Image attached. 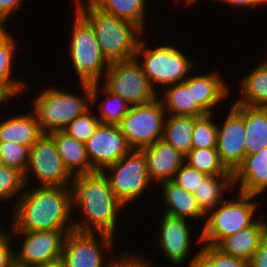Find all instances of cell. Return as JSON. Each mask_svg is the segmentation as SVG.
Instances as JSON below:
<instances>
[{
	"mask_svg": "<svg viewBox=\"0 0 267 267\" xmlns=\"http://www.w3.org/2000/svg\"><path fill=\"white\" fill-rule=\"evenodd\" d=\"M70 188L74 230L116 237L118 217L126 207L113 193L106 175L95 171L73 176Z\"/></svg>",
	"mask_w": 267,
	"mask_h": 267,
	"instance_id": "obj_1",
	"label": "cell"
},
{
	"mask_svg": "<svg viewBox=\"0 0 267 267\" xmlns=\"http://www.w3.org/2000/svg\"><path fill=\"white\" fill-rule=\"evenodd\" d=\"M8 231L74 230L70 186H26Z\"/></svg>",
	"mask_w": 267,
	"mask_h": 267,
	"instance_id": "obj_2",
	"label": "cell"
},
{
	"mask_svg": "<svg viewBox=\"0 0 267 267\" xmlns=\"http://www.w3.org/2000/svg\"><path fill=\"white\" fill-rule=\"evenodd\" d=\"M85 1L73 0L72 5L93 29L106 60L113 63L134 59L138 42L146 34L134 23L103 13Z\"/></svg>",
	"mask_w": 267,
	"mask_h": 267,
	"instance_id": "obj_3",
	"label": "cell"
},
{
	"mask_svg": "<svg viewBox=\"0 0 267 267\" xmlns=\"http://www.w3.org/2000/svg\"><path fill=\"white\" fill-rule=\"evenodd\" d=\"M257 198L262 199L239 191L232 198L227 196L221 204L205 215V221L201 225L203 228L194 243L217 246L224 238L252 226L261 215L257 213L261 208V200L259 202Z\"/></svg>",
	"mask_w": 267,
	"mask_h": 267,
	"instance_id": "obj_4",
	"label": "cell"
},
{
	"mask_svg": "<svg viewBox=\"0 0 267 267\" xmlns=\"http://www.w3.org/2000/svg\"><path fill=\"white\" fill-rule=\"evenodd\" d=\"M44 87L31 101L44 134L63 131L74 118L92 108L91 84L80 83L83 93L79 95L59 86Z\"/></svg>",
	"mask_w": 267,
	"mask_h": 267,
	"instance_id": "obj_5",
	"label": "cell"
},
{
	"mask_svg": "<svg viewBox=\"0 0 267 267\" xmlns=\"http://www.w3.org/2000/svg\"><path fill=\"white\" fill-rule=\"evenodd\" d=\"M147 41L144 35L140 38L134 58L158 94V87L164 89L169 85L183 82L197 68L196 61L181 51L177 45L175 47L173 44L162 43L150 48Z\"/></svg>",
	"mask_w": 267,
	"mask_h": 267,
	"instance_id": "obj_6",
	"label": "cell"
},
{
	"mask_svg": "<svg viewBox=\"0 0 267 267\" xmlns=\"http://www.w3.org/2000/svg\"><path fill=\"white\" fill-rule=\"evenodd\" d=\"M73 24L69 38V61L79 83H100L110 63L101 53L91 26L73 10Z\"/></svg>",
	"mask_w": 267,
	"mask_h": 267,
	"instance_id": "obj_7",
	"label": "cell"
},
{
	"mask_svg": "<svg viewBox=\"0 0 267 267\" xmlns=\"http://www.w3.org/2000/svg\"><path fill=\"white\" fill-rule=\"evenodd\" d=\"M103 173L118 200L127 207L154 187L147 170L142 149H131L119 161L108 166ZM148 189V190H147Z\"/></svg>",
	"mask_w": 267,
	"mask_h": 267,
	"instance_id": "obj_8",
	"label": "cell"
},
{
	"mask_svg": "<svg viewBox=\"0 0 267 267\" xmlns=\"http://www.w3.org/2000/svg\"><path fill=\"white\" fill-rule=\"evenodd\" d=\"M167 113L159 97L131 106L118 125L132 149H142L163 138Z\"/></svg>",
	"mask_w": 267,
	"mask_h": 267,
	"instance_id": "obj_9",
	"label": "cell"
},
{
	"mask_svg": "<svg viewBox=\"0 0 267 267\" xmlns=\"http://www.w3.org/2000/svg\"><path fill=\"white\" fill-rule=\"evenodd\" d=\"M100 83L131 106L146 104L158 97L135 58L110 63Z\"/></svg>",
	"mask_w": 267,
	"mask_h": 267,
	"instance_id": "obj_10",
	"label": "cell"
},
{
	"mask_svg": "<svg viewBox=\"0 0 267 267\" xmlns=\"http://www.w3.org/2000/svg\"><path fill=\"white\" fill-rule=\"evenodd\" d=\"M33 177L36 186H70L73 180L49 134H43L29 149V164L24 174L26 186L34 185Z\"/></svg>",
	"mask_w": 267,
	"mask_h": 267,
	"instance_id": "obj_11",
	"label": "cell"
},
{
	"mask_svg": "<svg viewBox=\"0 0 267 267\" xmlns=\"http://www.w3.org/2000/svg\"><path fill=\"white\" fill-rule=\"evenodd\" d=\"M115 239L105 233L70 231L65 236L62 258L67 267H106L116 250Z\"/></svg>",
	"mask_w": 267,
	"mask_h": 267,
	"instance_id": "obj_12",
	"label": "cell"
},
{
	"mask_svg": "<svg viewBox=\"0 0 267 267\" xmlns=\"http://www.w3.org/2000/svg\"><path fill=\"white\" fill-rule=\"evenodd\" d=\"M70 231L73 230L8 231L14 241L21 242V247L14 251L15 265L37 267L62 257L65 236Z\"/></svg>",
	"mask_w": 267,
	"mask_h": 267,
	"instance_id": "obj_13",
	"label": "cell"
},
{
	"mask_svg": "<svg viewBox=\"0 0 267 267\" xmlns=\"http://www.w3.org/2000/svg\"><path fill=\"white\" fill-rule=\"evenodd\" d=\"M159 218L158 232L156 231L155 237H157V245L161 249L160 253L164 255L166 262H170V265L183 266L187 262V266L195 259L200 253V247H196L193 256L191 245L194 240L193 225L189 224L190 220L178 217L168 216L164 213ZM193 236V237H192ZM189 256H191L189 258ZM188 261L186 262V260ZM191 259V260H190ZM172 263V264H171Z\"/></svg>",
	"mask_w": 267,
	"mask_h": 267,
	"instance_id": "obj_14",
	"label": "cell"
},
{
	"mask_svg": "<svg viewBox=\"0 0 267 267\" xmlns=\"http://www.w3.org/2000/svg\"><path fill=\"white\" fill-rule=\"evenodd\" d=\"M226 114L225 119L217 122V151L222 164L233 174L246 156L244 105L233 103Z\"/></svg>",
	"mask_w": 267,
	"mask_h": 267,
	"instance_id": "obj_15",
	"label": "cell"
},
{
	"mask_svg": "<svg viewBox=\"0 0 267 267\" xmlns=\"http://www.w3.org/2000/svg\"><path fill=\"white\" fill-rule=\"evenodd\" d=\"M85 148L93 170L101 172L132 149L119 126L105 124L98 126L85 143Z\"/></svg>",
	"mask_w": 267,
	"mask_h": 267,
	"instance_id": "obj_16",
	"label": "cell"
},
{
	"mask_svg": "<svg viewBox=\"0 0 267 267\" xmlns=\"http://www.w3.org/2000/svg\"><path fill=\"white\" fill-rule=\"evenodd\" d=\"M193 72L184 80L187 87H191L192 99L198 104V106L206 114H216V110L220 103L224 104V101L231 98L230 95L233 92L232 84H229L224 80L221 70H212L208 73L202 71ZM202 72V73H201ZM231 87V88H230ZM223 102V103H222Z\"/></svg>",
	"mask_w": 267,
	"mask_h": 267,
	"instance_id": "obj_17",
	"label": "cell"
},
{
	"mask_svg": "<svg viewBox=\"0 0 267 267\" xmlns=\"http://www.w3.org/2000/svg\"><path fill=\"white\" fill-rule=\"evenodd\" d=\"M142 150L147 162L148 175L155 185L173 180L175 173L185 162V156L163 139Z\"/></svg>",
	"mask_w": 267,
	"mask_h": 267,
	"instance_id": "obj_18",
	"label": "cell"
},
{
	"mask_svg": "<svg viewBox=\"0 0 267 267\" xmlns=\"http://www.w3.org/2000/svg\"><path fill=\"white\" fill-rule=\"evenodd\" d=\"M232 178L235 191L237 188L242 193L263 196L267 192V147L259 153L245 156Z\"/></svg>",
	"mask_w": 267,
	"mask_h": 267,
	"instance_id": "obj_19",
	"label": "cell"
},
{
	"mask_svg": "<svg viewBox=\"0 0 267 267\" xmlns=\"http://www.w3.org/2000/svg\"><path fill=\"white\" fill-rule=\"evenodd\" d=\"M157 188L162 191V211L164 214L172 217L188 219L192 222L204 221L205 214L197 205L196 198L182 187L175 184L172 180L159 184ZM202 220V221H201Z\"/></svg>",
	"mask_w": 267,
	"mask_h": 267,
	"instance_id": "obj_20",
	"label": "cell"
},
{
	"mask_svg": "<svg viewBox=\"0 0 267 267\" xmlns=\"http://www.w3.org/2000/svg\"><path fill=\"white\" fill-rule=\"evenodd\" d=\"M43 134L32 109L0 120V142L18 143L30 149Z\"/></svg>",
	"mask_w": 267,
	"mask_h": 267,
	"instance_id": "obj_21",
	"label": "cell"
},
{
	"mask_svg": "<svg viewBox=\"0 0 267 267\" xmlns=\"http://www.w3.org/2000/svg\"><path fill=\"white\" fill-rule=\"evenodd\" d=\"M262 217L264 215H260L252 226L224 238L216 247L225 254L249 262L261 239L267 233V221Z\"/></svg>",
	"mask_w": 267,
	"mask_h": 267,
	"instance_id": "obj_22",
	"label": "cell"
},
{
	"mask_svg": "<svg viewBox=\"0 0 267 267\" xmlns=\"http://www.w3.org/2000/svg\"><path fill=\"white\" fill-rule=\"evenodd\" d=\"M54 139L58 154L72 176L95 172L89 161L85 144L78 142L64 131L49 133Z\"/></svg>",
	"mask_w": 267,
	"mask_h": 267,
	"instance_id": "obj_23",
	"label": "cell"
},
{
	"mask_svg": "<svg viewBox=\"0 0 267 267\" xmlns=\"http://www.w3.org/2000/svg\"><path fill=\"white\" fill-rule=\"evenodd\" d=\"M254 66L239 80L240 93L238 91L239 95L232 103L267 108V65L260 60V63L257 62Z\"/></svg>",
	"mask_w": 267,
	"mask_h": 267,
	"instance_id": "obj_24",
	"label": "cell"
},
{
	"mask_svg": "<svg viewBox=\"0 0 267 267\" xmlns=\"http://www.w3.org/2000/svg\"><path fill=\"white\" fill-rule=\"evenodd\" d=\"M161 99L167 115L203 117L206 113L192 99L191 87L183 81L169 85L160 91Z\"/></svg>",
	"mask_w": 267,
	"mask_h": 267,
	"instance_id": "obj_25",
	"label": "cell"
},
{
	"mask_svg": "<svg viewBox=\"0 0 267 267\" xmlns=\"http://www.w3.org/2000/svg\"><path fill=\"white\" fill-rule=\"evenodd\" d=\"M101 94L103 98L105 97L102 99L103 101H99ZM91 96V107H97L98 111L94 110V112L99 118L101 124L118 126L124 115L131 108V105H129L120 96L109 92L101 83L91 84Z\"/></svg>",
	"mask_w": 267,
	"mask_h": 267,
	"instance_id": "obj_26",
	"label": "cell"
},
{
	"mask_svg": "<svg viewBox=\"0 0 267 267\" xmlns=\"http://www.w3.org/2000/svg\"><path fill=\"white\" fill-rule=\"evenodd\" d=\"M234 192L232 175L206 176L194 191L197 205L206 215L209 211L221 204L230 191ZM226 192V193H225ZM228 192V194H227Z\"/></svg>",
	"mask_w": 267,
	"mask_h": 267,
	"instance_id": "obj_27",
	"label": "cell"
},
{
	"mask_svg": "<svg viewBox=\"0 0 267 267\" xmlns=\"http://www.w3.org/2000/svg\"><path fill=\"white\" fill-rule=\"evenodd\" d=\"M246 156L259 153L267 147V108L244 105Z\"/></svg>",
	"mask_w": 267,
	"mask_h": 267,
	"instance_id": "obj_28",
	"label": "cell"
},
{
	"mask_svg": "<svg viewBox=\"0 0 267 267\" xmlns=\"http://www.w3.org/2000/svg\"><path fill=\"white\" fill-rule=\"evenodd\" d=\"M101 12L130 21L146 34L148 0H89ZM147 3V4H146ZM146 19V20H145Z\"/></svg>",
	"mask_w": 267,
	"mask_h": 267,
	"instance_id": "obj_29",
	"label": "cell"
},
{
	"mask_svg": "<svg viewBox=\"0 0 267 267\" xmlns=\"http://www.w3.org/2000/svg\"><path fill=\"white\" fill-rule=\"evenodd\" d=\"M17 48V40L11 33L0 41V82L5 83L20 98L26 91L28 93L31 85L24 77L15 78L13 75Z\"/></svg>",
	"mask_w": 267,
	"mask_h": 267,
	"instance_id": "obj_30",
	"label": "cell"
},
{
	"mask_svg": "<svg viewBox=\"0 0 267 267\" xmlns=\"http://www.w3.org/2000/svg\"><path fill=\"white\" fill-rule=\"evenodd\" d=\"M194 123L193 116L167 115L162 139L186 156L192 149Z\"/></svg>",
	"mask_w": 267,
	"mask_h": 267,
	"instance_id": "obj_31",
	"label": "cell"
},
{
	"mask_svg": "<svg viewBox=\"0 0 267 267\" xmlns=\"http://www.w3.org/2000/svg\"><path fill=\"white\" fill-rule=\"evenodd\" d=\"M184 159L208 176L232 175L222 164L217 148H192Z\"/></svg>",
	"mask_w": 267,
	"mask_h": 267,
	"instance_id": "obj_32",
	"label": "cell"
},
{
	"mask_svg": "<svg viewBox=\"0 0 267 267\" xmlns=\"http://www.w3.org/2000/svg\"><path fill=\"white\" fill-rule=\"evenodd\" d=\"M26 187L24 174L6 165L0 166V203L11 200L12 209ZM16 200V201H14Z\"/></svg>",
	"mask_w": 267,
	"mask_h": 267,
	"instance_id": "obj_33",
	"label": "cell"
},
{
	"mask_svg": "<svg viewBox=\"0 0 267 267\" xmlns=\"http://www.w3.org/2000/svg\"><path fill=\"white\" fill-rule=\"evenodd\" d=\"M217 114H206L196 118L192 132V148H217Z\"/></svg>",
	"mask_w": 267,
	"mask_h": 267,
	"instance_id": "obj_34",
	"label": "cell"
},
{
	"mask_svg": "<svg viewBox=\"0 0 267 267\" xmlns=\"http://www.w3.org/2000/svg\"><path fill=\"white\" fill-rule=\"evenodd\" d=\"M100 124L99 118L91 108L85 114L74 118L63 131L78 142L85 144Z\"/></svg>",
	"mask_w": 267,
	"mask_h": 267,
	"instance_id": "obj_35",
	"label": "cell"
},
{
	"mask_svg": "<svg viewBox=\"0 0 267 267\" xmlns=\"http://www.w3.org/2000/svg\"><path fill=\"white\" fill-rule=\"evenodd\" d=\"M2 165L12 167L25 174L29 164V148L13 142H0Z\"/></svg>",
	"mask_w": 267,
	"mask_h": 267,
	"instance_id": "obj_36",
	"label": "cell"
},
{
	"mask_svg": "<svg viewBox=\"0 0 267 267\" xmlns=\"http://www.w3.org/2000/svg\"><path fill=\"white\" fill-rule=\"evenodd\" d=\"M200 254L212 267H249V262L223 253L216 246L200 244Z\"/></svg>",
	"mask_w": 267,
	"mask_h": 267,
	"instance_id": "obj_37",
	"label": "cell"
},
{
	"mask_svg": "<svg viewBox=\"0 0 267 267\" xmlns=\"http://www.w3.org/2000/svg\"><path fill=\"white\" fill-rule=\"evenodd\" d=\"M140 255L134 249L131 251L126 249L119 255H111L106 267H159L151 257Z\"/></svg>",
	"mask_w": 267,
	"mask_h": 267,
	"instance_id": "obj_38",
	"label": "cell"
},
{
	"mask_svg": "<svg viewBox=\"0 0 267 267\" xmlns=\"http://www.w3.org/2000/svg\"><path fill=\"white\" fill-rule=\"evenodd\" d=\"M207 175L184 162L175 173L173 182L190 193H194Z\"/></svg>",
	"mask_w": 267,
	"mask_h": 267,
	"instance_id": "obj_39",
	"label": "cell"
},
{
	"mask_svg": "<svg viewBox=\"0 0 267 267\" xmlns=\"http://www.w3.org/2000/svg\"><path fill=\"white\" fill-rule=\"evenodd\" d=\"M13 241L9 232L0 239V267H13L15 265L14 251L17 248Z\"/></svg>",
	"mask_w": 267,
	"mask_h": 267,
	"instance_id": "obj_40",
	"label": "cell"
},
{
	"mask_svg": "<svg viewBox=\"0 0 267 267\" xmlns=\"http://www.w3.org/2000/svg\"><path fill=\"white\" fill-rule=\"evenodd\" d=\"M249 267H267V233L249 261Z\"/></svg>",
	"mask_w": 267,
	"mask_h": 267,
	"instance_id": "obj_41",
	"label": "cell"
},
{
	"mask_svg": "<svg viewBox=\"0 0 267 267\" xmlns=\"http://www.w3.org/2000/svg\"><path fill=\"white\" fill-rule=\"evenodd\" d=\"M217 2H221L224 5L226 4L227 6L230 7H235V8H247L249 9H254V8H261V6H266L267 5V0H214Z\"/></svg>",
	"mask_w": 267,
	"mask_h": 267,
	"instance_id": "obj_42",
	"label": "cell"
},
{
	"mask_svg": "<svg viewBox=\"0 0 267 267\" xmlns=\"http://www.w3.org/2000/svg\"><path fill=\"white\" fill-rule=\"evenodd\" d=\"M23 2L24 0H0V16L9 21L12 15L23 6L21 5Z\"/></svg>",
	"mask_w": 267,
	"mask_h": 267,
	"instance_id": "obj_43",
	"label": "cell"
},
{
	"mask_svg": "<svg viewBox=\"0 0 267 267\" xmlns=\"http://www.w3.org/2000/svg\"><path fill=\"white\" fill-rule=\"evenodd\" d=\"M17 97L18 96L5 83L0 82V108L3 105L7 106V102H10V100L13 102Z\"/></svg>",
	"mask_w": 267,
	"mask_h": 267,
	"instance_id": "obj_44",
	"label": "cell"
},
{
	"mask_svg": "<svg viewBox=\"0 0 267 267\" xmlns=\"http://www.w3.org/2000/svg\"><path fill=\"white\" fill-rule=\"evenodd\" d=\"M187 267H212V265L199 253Z\"/></svg>",
	"mask_w": 267,
	"mask_h": 267,
	"instance_id": "obj_45",
	"label": "cell"
},
{
	"mask_svg": "<svg viewBox=\"0 0 267 267\" xmlns=\"http://www.w3.org/2000/svg\"><path fill=\"white\" fill-rule=\"evenodd\" d=\"M37 267H67L62 257L49 261L45 264L38 265Z\"/></svg>",
	"mask_w": 267,
	"mask_h": 267,
	"instance_id": "obj_46",
	"label": "cell"
},
{
	"mask_svg": "<svg viewBox=\"0 0 267 267\" xmlns=\"http://www.w3.org/2000/svg\"><path fill=\"white\" fill-rule=\"evenodd\" d=\"M7 23L8 21L4 17L0 16V41L10 33V30L7 28Z\"/></svg>",
	"mask_w": 267,
	"mask_h": 267,
	"instance_id": "obj_47",
	"label": "cell"
},
{
	"mask_svg": "<svg viewBox=\"0 0 267 267\" xmlns=\"http://www.w3.org/2000/svg\"><path fill=\"white\" fill-rule=\"evenodd\" d=\"M174 1H173V4L176 5V3H177L176 6H178V4H180L179 2L181 1V2H184V4L187 7L190 6V8H192L193 6H195V4H197V2L199 3V1H201V0H174Z\"/></svg>",
	"mask_w": 267,
	"mask_h": 267,
	"instance_id": "obj_48",
	"label": "cell"
},
{
	"mask_svg": "<svg viewBox=\"0 0 267 267\" xmlns=\"http://www.w3.org/2000/svg\"><path fill=\"white\" fill-rule=\"evenodd\" d=\"M8 231L5 230L4 226H3V229L2 227L0 226V239L7 233Z\"/></svg>",
	"mask_w": 267,
	"mask_h": 267,
	"instance_id": "obj_49",
	"label": "cell"
},
{
	"mask_svg": "<svg viewBox=\"0 0 267 267\" xmlns=\"http://www.w3.org/2000/svg\"><path fill=\"white\" fill-rule=\"evenodd\" d=\"M262 61L267 65V54L265 55V57L263 56V60Z\"/></svg>",
	"mask_w": 267,
	"mask_h": 267,
	"instance_id": "obj_50",
	"label": "cell"
}]
</instances>
